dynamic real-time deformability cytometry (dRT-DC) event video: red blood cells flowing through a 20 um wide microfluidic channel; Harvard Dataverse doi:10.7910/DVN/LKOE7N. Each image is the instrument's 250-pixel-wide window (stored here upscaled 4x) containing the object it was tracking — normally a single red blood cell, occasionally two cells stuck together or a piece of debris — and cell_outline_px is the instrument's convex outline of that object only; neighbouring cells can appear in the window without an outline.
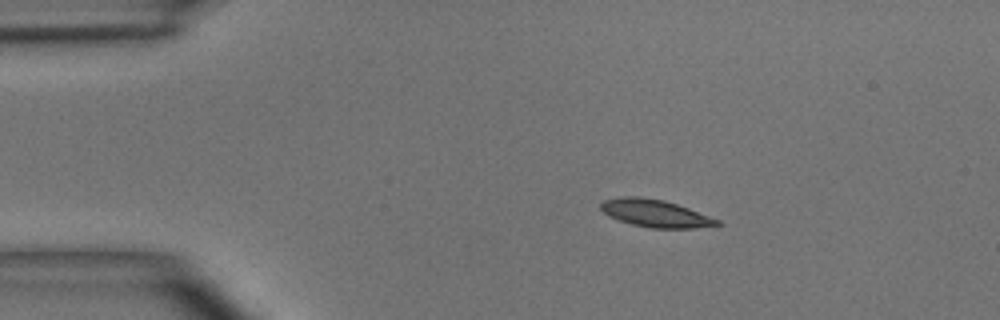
{"species": "common noctule bat (a hibernating species)", "species_latin": "Nyctalus noctula", "temperature_condition": "room temperature", "stored_images_in_passage": 6, "camera_frame_rate_fps": 3000, "um_per_image_px": 0.085, "animal": {"sex": "male", "body_mass_g": 15.6}, "frame": {"image": 1, "passage_image": 1, "time_ms": 0.0, "image_size_px": [1000, 320], "cell_outline_px": [[724, 224], [692, 228], [652, 228], [632, 224], [620, 220], [604, 212], [600, 208], [600, 204], [604, 200], [624, 196], [636, 196], [664, 200], [688, 208], [720, 220]], "centroid_in_image_um": [55.73, 18.13], "position_along_channel_um": 29.3, "area_um2": 18.32}}
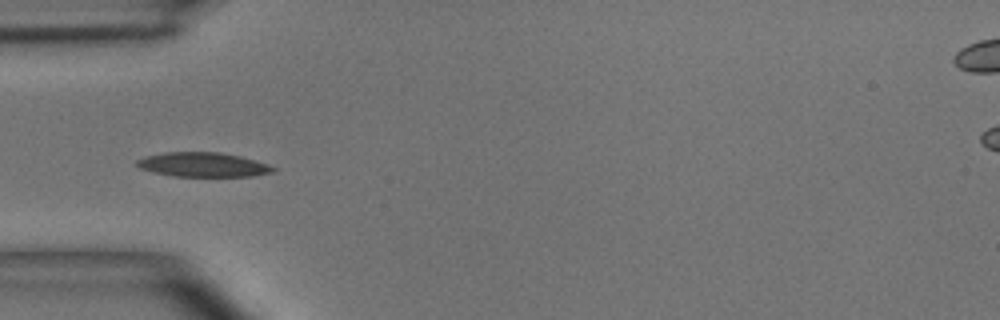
{"frame": {"image": 2, "passage_image": 3, "time_ms": 2.333, "image_size_px": [1000, 320], "cell_outline_px": [[276, 168], [272, 172], [252, 176], [172, 176], [152, 172], [140, 168], [136, 164], [136, 160], [148, 156], [164, 152], [220, 152], [240, 156], [268, 164]], "centroid_in_image_um": [17.24, 13.99], "position_along_channel_um": 67.8, "area_um2": 19.25}}
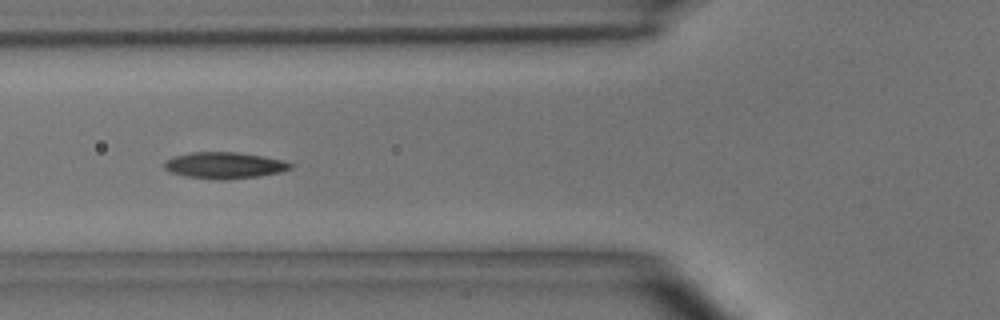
{"frame": {"image": 3, "passage_image": 4, "time_ms": 3.333, "image_size_px": [1000, 320], "cell_outline_px": [[296, 164], [292, 168], [280, 172], [260, 176], [224, 180], [216, 180], [184, 176], [172, 172], [164, 168], [164, 164], [172, 156], [192, 152], [236, 152], [264, 156], [284, 160]], "centroid_in_image_um": [19.13, 14.05], "position_along_channel_um": 106.7, "area_um2": 19.59}}